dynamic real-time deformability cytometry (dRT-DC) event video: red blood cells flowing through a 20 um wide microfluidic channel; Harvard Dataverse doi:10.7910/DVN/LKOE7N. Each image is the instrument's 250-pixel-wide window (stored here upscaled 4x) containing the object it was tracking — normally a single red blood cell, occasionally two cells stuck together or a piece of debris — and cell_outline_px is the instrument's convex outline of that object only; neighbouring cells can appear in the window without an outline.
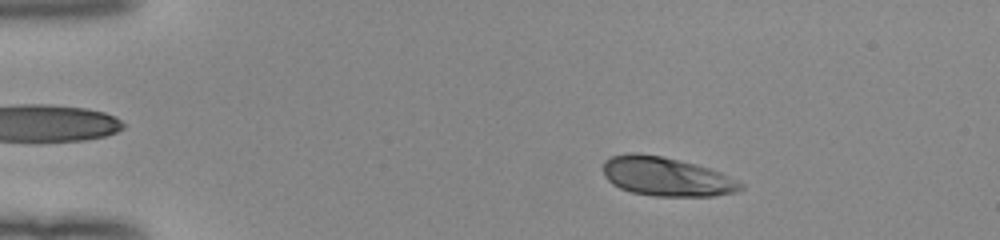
{"species": "human", "species_latin": "Homo sapiens", "temperature_condition": "room temperature", "stored_images_in_passage": 51, "camera_frame_rate_fps": 3000, "um_per_image_px": 0.085, "donor": {"sex": "female"}, "frame": {"image": 1, "passage_image": 9, "time_ms": 2.667, "image_size_px": [1000, 240], "cell_outline_px": [[744, 188], [736, 192], [712, 196], [652, 196], [632, 192], [620, 188], [612, 184], [604, 176], [604, 160], [612, 156], [628, 152], [636, 152], [660, 156], [696, 164], [720, 172], [744, 184]], "centroid_in_image_um": [56.62, 15.01], "position_along_channel_um": 28.4, "area_um2": 31.21}}
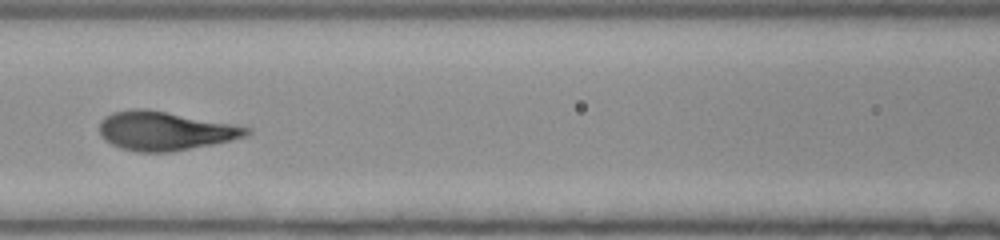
{"frame": {"image": 2, "passage_image": 24, "time_ms": 7.667, "image_size_px": [1000, 240], "cell_outline_px": [[252, 132], [248, 136], [232, 140], [172, 152], [136, 152], [120, 148], [104, 140], [100, 136], [100, 120], [104, 116], [112, 112], [132, 108], [148, 108], [232, 124], [252, 128]], "centroid_in_image_um": [14.0, 11.12], "position_along_channel_um": 152.6, "area_um2": 33.64}}
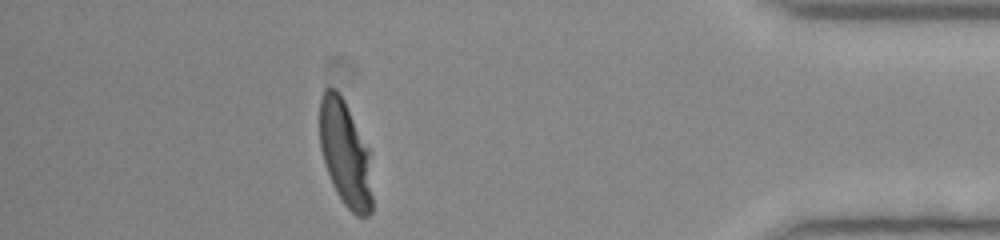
{"frame": {"image": 3, "passage_image": 46, "time_ms": 15.0, "image_size_px": [1000, 240], "cell_outline_px": [[372, 212], [368, 216], [356, 216], [344, 204], [336, 192], [332, 184], [320, 148], [320, 100], [324, 88], [336, 88], [344, 100], [368, 148], [372, 196]], "centroid_in_image_um": [29.34, 13.07], "position_along_channel_um": 405.9, "area_um2": 32.14}, "authors_computed_cell_mechanics": {"area_um2": 32.4258, "velocity_mm_per_s": 4.0085, "shape_relaxation_time_tau1_ms": 3.3073, "shape_relaxation_time_tau2_ms": null, "deformation_change_tau1": 0.1846, "deformation_change_tau2": null}}